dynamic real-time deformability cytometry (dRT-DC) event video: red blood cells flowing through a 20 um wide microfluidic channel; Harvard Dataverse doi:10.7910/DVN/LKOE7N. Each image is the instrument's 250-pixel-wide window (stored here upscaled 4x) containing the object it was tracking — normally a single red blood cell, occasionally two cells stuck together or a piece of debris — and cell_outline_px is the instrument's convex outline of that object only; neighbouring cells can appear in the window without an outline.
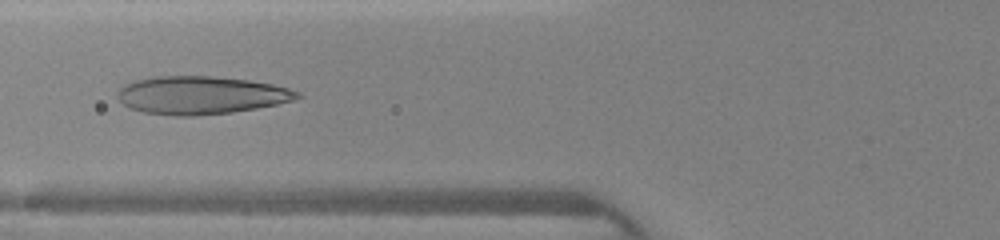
{"species": "human", "species_latin": "Homo sapiens", "temperature_condition": "warm", "stored_images_in_passage": 41, "camera_frame_rate_fps": 3000, "um_per_image_px": 0.085, "donor": {"sex": "female"}, "frame": {"image": 1, "passage_image": 14, "time_ms": 4.333, "image_size_px": [1000, 240], "cell_outline_px": [[304, 96], [292, 100], [276, 104], [256, 108], [232, 112], [196, 116], [176, 116], [144, 112], [132, 108], [124, 104], [116, 96], [120, 88], [124, 84], [136, 80], [156, 76], [212, 76], [248, 80], [272, 84], [288, 88], [300, 92]], "centroid_in_image_um": [17.09, 8.09], "position_along_channel_um": 108.7, "area_um2": 39.65}}
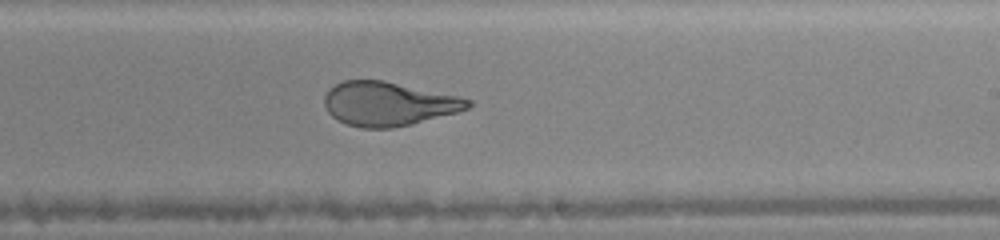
{"frame": {"image": 2, "passage_image": 24, "time_ms": 7.667, "image_size_px": [1000, 240], "cell_outline_px": [[472, 104], [468, 108], [456, 112], [412, 124], [392, 128], [360, 128], [336, 120], [328, 112], [324, 104], [324, 96], [328, 88], [344, 80], [384, 80], [456, 96], [472, 100]], "centroid_in_image_um": [32.96, 8.82], "position_along_channel_um": 256.0, "area_um2": 36.65}}
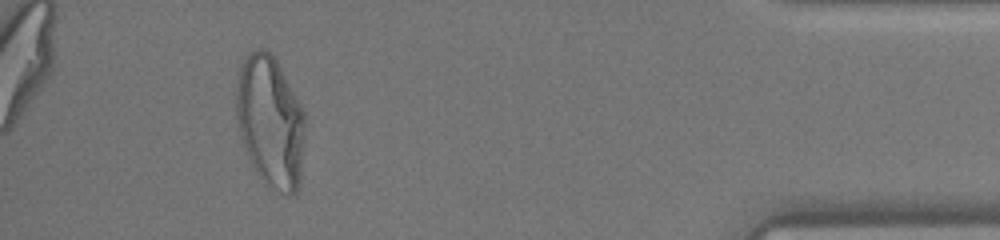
{"frame": {"image": 3, "passage_image": 38, "time_ms": 12.333, "image_size_px": [1000, 240], "cell_outline_px": [[304, 128], [300, 180], [296, 192], [284, 192], [276, 188], [260, 176], [256, 172], [248, 156], [240, 136], [236, 116], [236, 88], [240, 68], [248, 52], [256, 48], [264, 48], [276, 60], [300, 104], [304, 112]], "centroid_in_image_um": [22.95, 10.27], "position_along_channel_um": 412.2, "area_um2": 51.67}}